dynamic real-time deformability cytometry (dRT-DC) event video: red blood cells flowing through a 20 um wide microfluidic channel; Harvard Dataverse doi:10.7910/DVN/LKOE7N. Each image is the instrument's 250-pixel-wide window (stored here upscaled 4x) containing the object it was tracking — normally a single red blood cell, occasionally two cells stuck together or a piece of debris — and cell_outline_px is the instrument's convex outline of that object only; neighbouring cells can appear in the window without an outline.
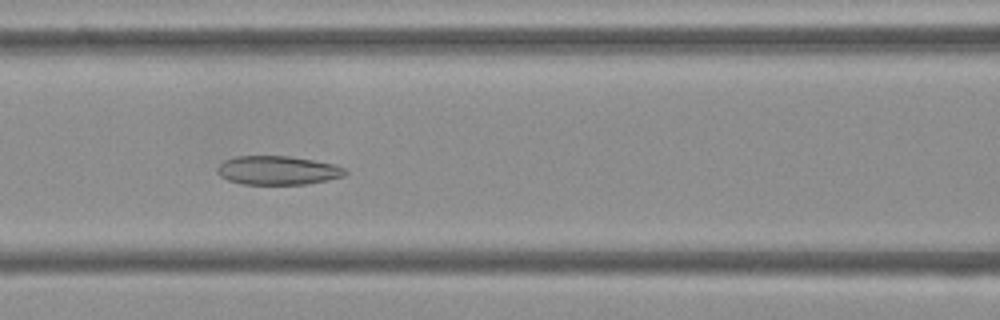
{"species": "Egyptian fruit bat (a non-hibernating species)", "species_latin": "Rousettus aegyptiacus", "temperature_condition": "cold", "stored_images_in_passage": 45, "camera_frame_rate_fps": 3000, "um_per_image_px": 0.085, "frame": {"image": 1, "passage_image": 14, "time_ms": 4.333, "image_size_px": [1000, 320], "cell_outline_px": [[348, 172], [344, 176], [328, 180], [308, 184], [240, 184], [228, 180], [220, 176], [216, 172], [216, 168], [224, 160], [236, 156], [288, 156], [336, 164], [344, 168]], "centroid_in_image_um": [23.6, 14.48], "position_along_channel_um": 143.0, "area_um2": 21.62}}
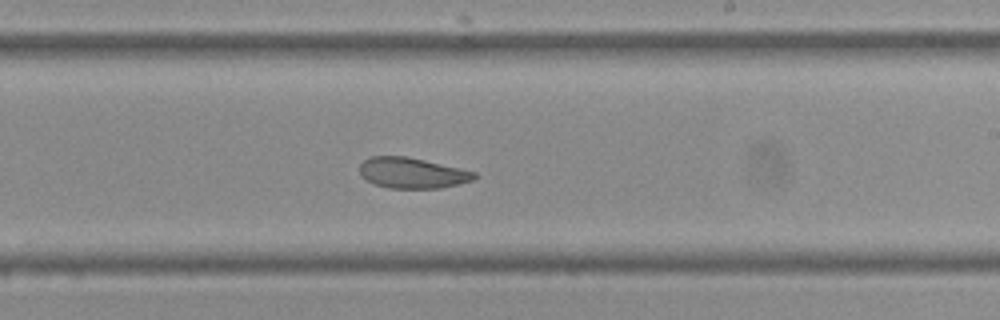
{"frame": {"image": 2, "passage_image": 23, "time_ms": 7.333, "image_size_px": [1000, 320], "cell_outline_px": [[480, 176], [472, 180], [440, 188], [388, 188], [376, 184], [360, 176], [360, 164], [364, 160], [372, 156], [404, 156], [424, 160], [460, 168], [476, 172]], "centroid_in_image_um": [35.04, 14.7], "position_along_channel_um": 254.0, "area_um2": 20.35}}
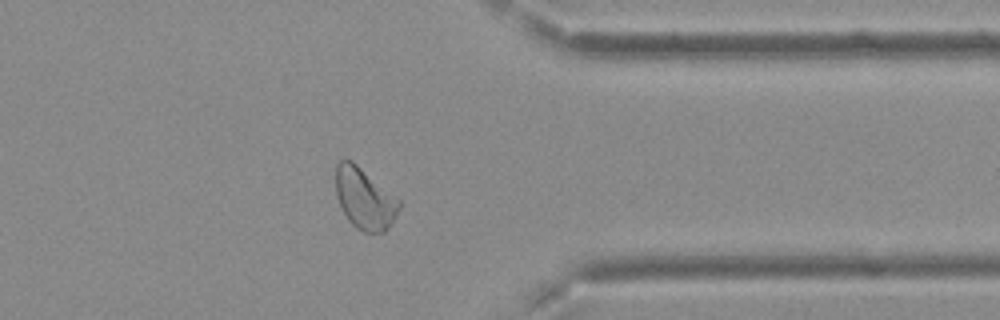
{"frame": {"image": 3, "passage_image": 34, "time_ms": 11.0, "image_size_px": [1000, 320], "cell_outline_px": [[400, 208], [384, 232], [364, 232], [356, 228], [348, 220], [336, 196], [336, 164], [340, 160], [352, 160], [400, 200]], "centroid_in_image_um": [30.97, 16.87], "position_along_channel_um": 380.4, "area_um2": 22.25}, "authors_computed_cell_mechanics": {"area_um2": 22.4264, "velocity_mm_per_s": 3.7118, "shape_relaxation_time_tau1_ms": null, "shape_relaxation_time_tau2_ms": 2.152, "deformation_change_tau1": null, "deformation_change_tau2": 0.075}}